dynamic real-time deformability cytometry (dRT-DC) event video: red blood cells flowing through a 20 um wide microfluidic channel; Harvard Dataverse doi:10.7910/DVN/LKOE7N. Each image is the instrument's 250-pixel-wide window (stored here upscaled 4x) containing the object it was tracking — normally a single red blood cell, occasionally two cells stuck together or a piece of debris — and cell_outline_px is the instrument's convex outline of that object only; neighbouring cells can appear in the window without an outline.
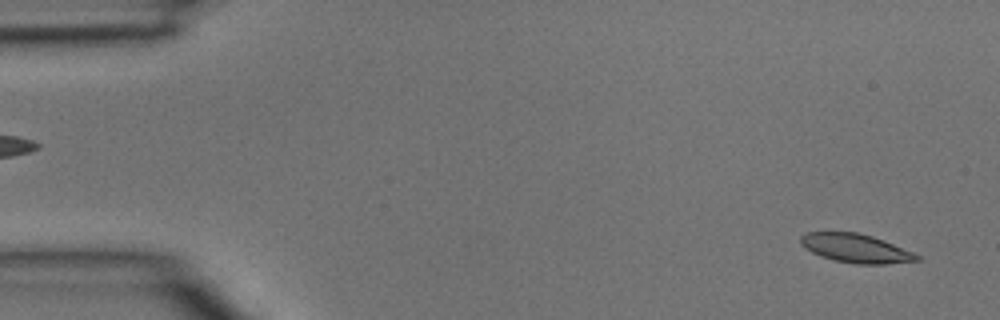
{"species": "common noctule bat (a hibernating species)", "species_latin": "Nyctalus noctula", "temperature_condition": "room temperature", "stored_images_in_passage": 5, "segment_of_instrument_passage": [2, 2], "camera_frame_rate_fps": 3000, "um_per_image_px": 0.085, "animal": {"sex": "male", "body_mass_g": 15.6}, "frame": {"image": 1, "passage_image": 5, "time_ms": 1.333, "image_size_px": [1000, 320], "cell_outline_px": [[920, 260], [884, 264], [856, 264], [836, 260], [820, 256], [804, 248], [800, 244], [800, 236], [804, 232], [856, 232], [872, 236], [884, 240], [912, 252], [920, 256]], "centroid_in_image_um": [72.7, 21.1], "position_along_channel_um": 12.3, "area_um2": 19.42}}